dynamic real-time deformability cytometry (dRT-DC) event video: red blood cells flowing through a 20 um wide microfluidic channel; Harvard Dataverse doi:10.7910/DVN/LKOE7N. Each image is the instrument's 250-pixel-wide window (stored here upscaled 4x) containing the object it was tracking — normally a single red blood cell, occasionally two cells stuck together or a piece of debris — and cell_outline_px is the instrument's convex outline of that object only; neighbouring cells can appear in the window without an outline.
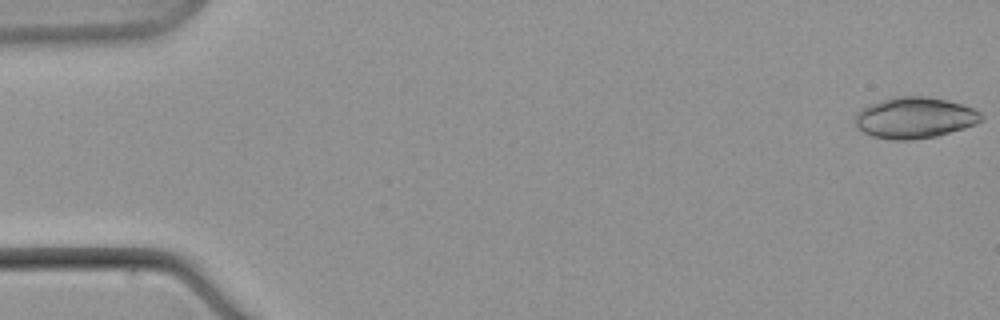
{"species": "common noctule bat (a hibernating species)", "species_latin": "Nyctalus noctula", "temperature_condition": "warm", "stored_images_in_passage": 10, "camera_frame_rate_fps": 3000, "um_per_image_px": 0.085, "animal": {"sex": "male", "body_mass_g": 21.5, "forearm_length_mm": 52.0}, "frame": {"image": 1, "passage_image": 1, "time_ms": 0.0, "image_size_px": [1000, 320], "cell_outline_px": [[984, 120], [976, 124], [964, 128], [936, 136], [912, 140], [892, 140], [872, 136], [864, 132], [852, 120], [856, 112], [860, 108], [868, 104], [892, 96], [924, 96], [944, 100], [960, 104], [972, 108], [980, 112], [984, 116]], "centroid_in_image_um": [77.71, 10.01], "position_along_channel_um": 7.3, "area_um2": 30.46}}
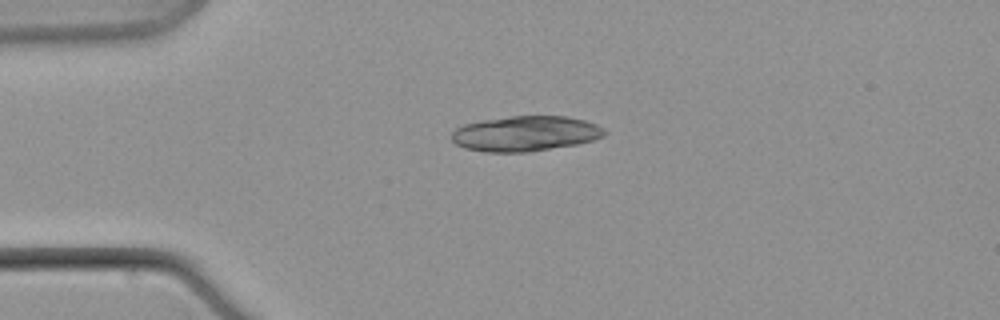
{"frame": {"image": 2, "passage_image": 6, "time_ms": 6.0, "image_size_px": [1000, 320], "cell_outline_px": [[608, 132], [604, 136], [592, 140], [576, 144], [528, 152], [484, 152], [464, 148], [456, 144], [452, 140], [452, 132], [456, 128], [464, 124], [484, 120], [512, 116], [568, 116], [584, 120], [596, 124], [604, 128]], "centroid_in_image_um": [44.67, 11.36], "position_along_channel_um": 40.3, "area_um2": 31.39}}